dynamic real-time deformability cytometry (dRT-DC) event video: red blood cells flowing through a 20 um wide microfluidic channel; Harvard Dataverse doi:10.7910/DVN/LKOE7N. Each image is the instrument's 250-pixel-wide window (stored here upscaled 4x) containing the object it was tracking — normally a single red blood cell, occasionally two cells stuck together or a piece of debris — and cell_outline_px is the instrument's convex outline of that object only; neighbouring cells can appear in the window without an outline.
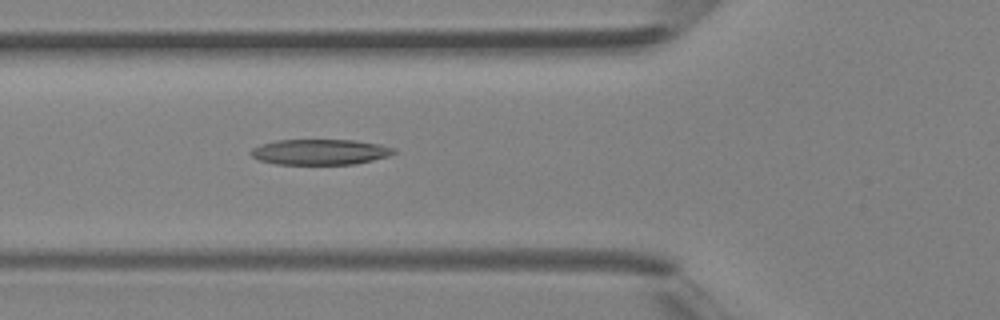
{"species": "Egyptian fruit bat (a non-hibernating species)", "species_latin": "Rousettus aegyptiacus", "temperature_condition": "room temperature", "stored_images_in_passage": 39, "camera_frame_rate_fps": 3000, "um_per_image_px": 0.085, "animal": {"sex": "female"}, "frame": {"image": 1, "passage_image": 15, "time_ms": 4.667, "image_size_px": [1000, 320], "cell_outline_px": [[396, 152], [388, 156], [356, 164], [276, 164], [260, 160], [252, 156], [248, 152], [252, 148], [260, 144], [276, 140], [356, 140], [380, 144], [396, 148]], "centroid_in_image_um": [27.2, 12.91], "position_along_channel_um": 98.6, "area_um2": 21.39}}
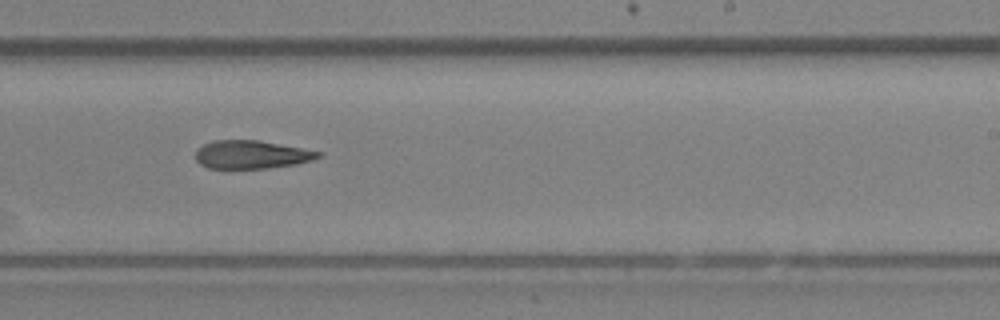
{"frame": {"image": 2, "passage_image": 25, "time_ms": 8.0, "image_size_px": [1000, 320], "cell_outline_px": [[324, 156], [312, 160], [296, 164], [268, 168], [208, 168], [200, 164], [196, 160], [196, 148], [212, 140], [260, 140], [324, 152]], "centroid_in_image_um": [21.41, 13.13], "position_along_channel_um": 267.6, "area_um2": 20.4}}
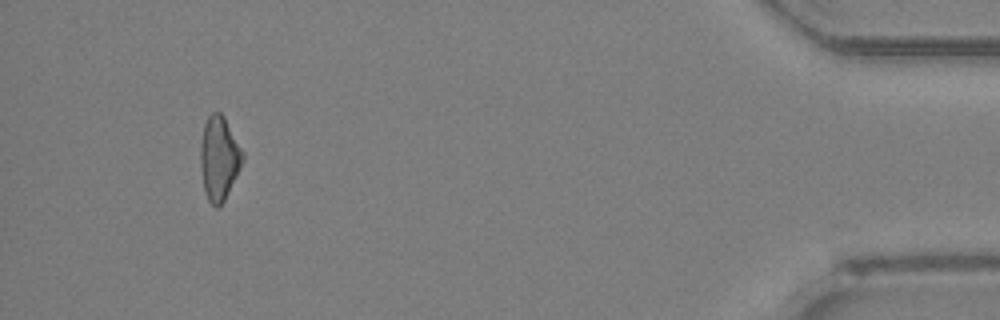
{"frame": {"image": 3, "passage_image": 38, "time_ms": 12.333, "image_size_px": [1000, 320], "cell_outline_px": [[244, 160], [224, 200], [216, 208], [208, 200], [204, 192], [200, 168], [200, 144], [204, 124], [208, 116], [212, 112], [220, 112], [224, 116], [244, 152]], "centroid_in_image_um": [18.61, 13.43], "position_along_channel_um": 416.6, "area_um2": 20.69}}